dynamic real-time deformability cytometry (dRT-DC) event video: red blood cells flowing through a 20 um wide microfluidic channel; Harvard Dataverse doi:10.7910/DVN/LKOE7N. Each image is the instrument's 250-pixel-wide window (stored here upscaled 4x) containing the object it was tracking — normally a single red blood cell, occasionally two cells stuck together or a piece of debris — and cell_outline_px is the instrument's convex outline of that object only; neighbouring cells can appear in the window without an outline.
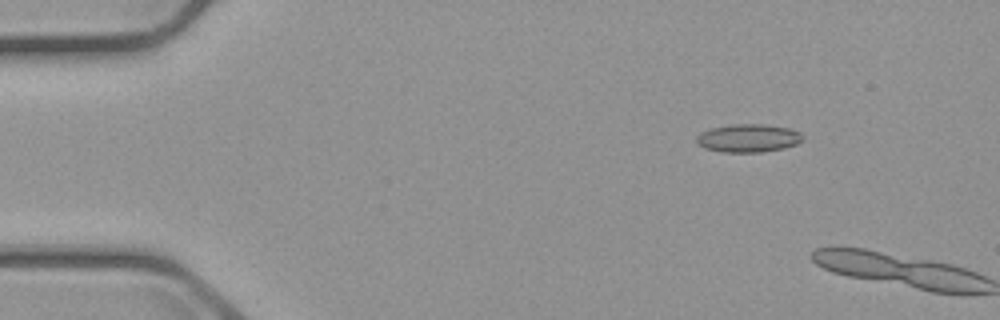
{"species": "common noctule bat (a hibernating species)", "species_latin": "Nyctalus noctula", "temperature_condition": "cold", "stored_images_in_passage": 2, "camera_frame_rate_fps": 3000, "um_per_image_px": 0.085, "animal": {"sex": "male", "body_mass_g": 23.1, "forearm_length_mm": 52.7}, "frame": {"image": 1, "passage_image": 1, "time_ms": 0.0, "image_size_px": [1000, 320], "cell_outline_px": [[804, 140], [796, 144], [784, 148], [760, 152], [720, 152], [704, 148], [696, 140], [696, 136], [700, 132], [712, 128], [732, 124], [764, 124], [788, 128], [800, 132], [804, 136]], "centroid_in_image_um": [63.61, 11.74], "position_along_channel_um": 21.4, "area_um2": 17.46}}